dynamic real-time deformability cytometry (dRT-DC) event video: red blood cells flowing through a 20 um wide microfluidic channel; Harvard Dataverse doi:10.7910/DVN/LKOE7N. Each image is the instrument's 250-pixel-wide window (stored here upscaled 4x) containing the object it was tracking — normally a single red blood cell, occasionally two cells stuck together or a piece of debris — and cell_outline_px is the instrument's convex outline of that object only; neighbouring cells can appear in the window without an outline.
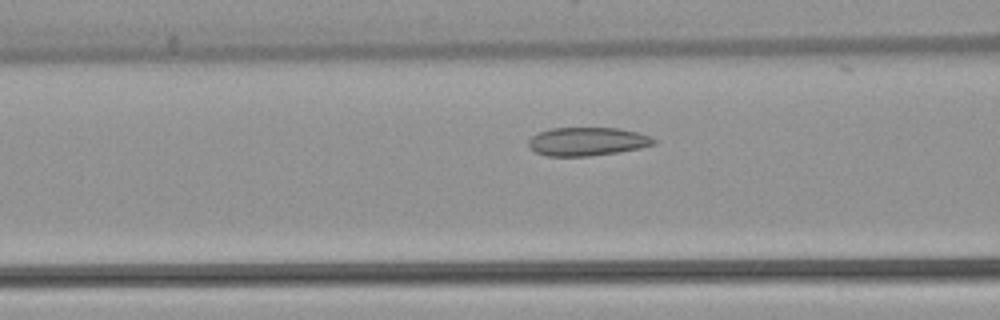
{"species": "common noctule bat (a hibernating species)", "species_latin": "Nyctalus noctula", "temperature_condition": "warm", "stored_images_in_passage": 39, "camera_frame_rate_fps": 3000, "um_per_image_px": 0.085, "animal": {"sex": "female", "body_mass_g": 22.7, "forearm_length_mm": 54.2}, "frame": {"image": 1, "passage_image": 16, "time_ms": 5.0, "image_size_px": [1000, 320], "cell_outline_px": [[656, 144], [640, 148], [620, 152], [588, 156], [548, 156], [536, 152], [528, 148], [528, 140], [532, 136], [540, 132], [552, 128], [616, 128], [636, 132], [648, 136], [656, 140]], "centroid_in_image_um": [49.9, 12.03], "position_along_channel_um": 116.7, "area_um2": 20.69}}
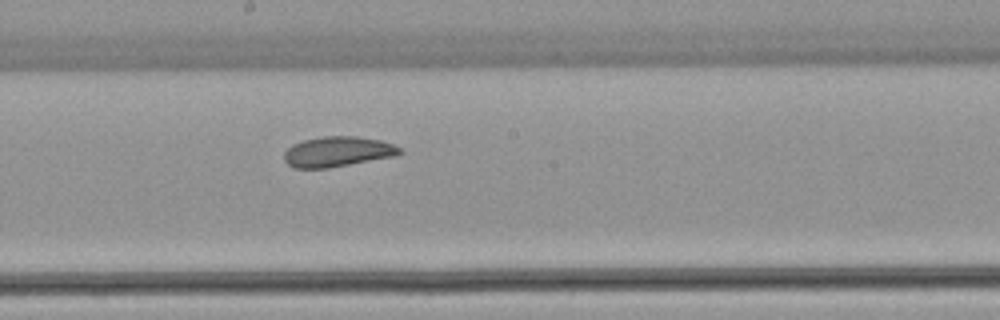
{"frame": {"image": 2, "passage_image": 24, "time_ms": 7.667, "image_size_px": [1000, 320], "cell_outline_px": [[404, 152], [396, 156], [328, 168], [292, 168], [284, 160], [284, 152], [292, 144], [304, 140], [324, 136], [356, 136], [380, 140], [392, 144], [400, 148]], "centroid_in_image_um": [28.69, 12.89], "position_along_channel_um": 219.5, "area_um2": 20.4}}
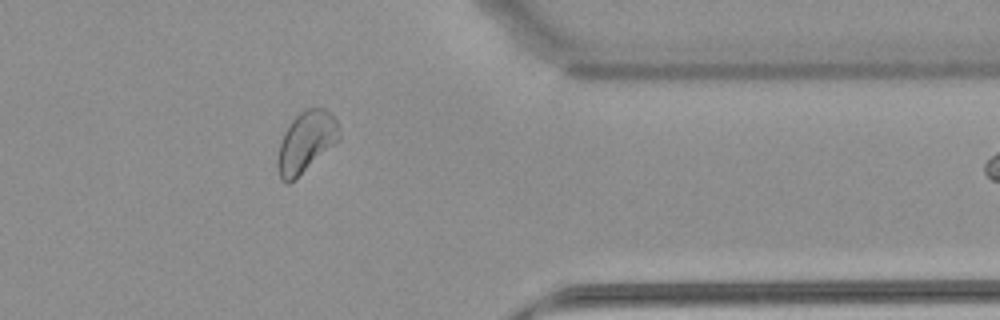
{"frame": {"image": 3, "passage_image": 38, "time_ms": 12.333, "image_size_px": [1000, 320], "cell_outline_px": [[340, 136], [296, 180], [288, 184], [280, 180], [276, 164], [276, 160], [280, 140], [288, 124], [304, 108], [324, 108], [336, 120], [340, 132]], "centroid_in_image_um": [25.93, 12.09], "position_along_channel_um": 385.5, "area_um2": 21.73}}